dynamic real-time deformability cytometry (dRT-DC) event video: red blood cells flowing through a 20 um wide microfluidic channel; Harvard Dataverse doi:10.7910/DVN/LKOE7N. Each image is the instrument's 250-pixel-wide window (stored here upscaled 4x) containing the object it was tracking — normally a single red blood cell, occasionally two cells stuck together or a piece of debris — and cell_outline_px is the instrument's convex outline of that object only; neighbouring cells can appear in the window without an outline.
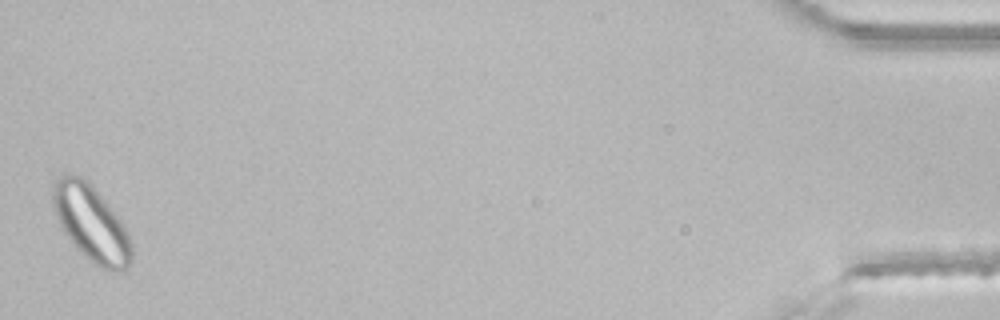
{"species": "common noctule bat (a hibernating species)", "species_latin": "Nyctalus noctula", "temperature_condition": "room temperature", "stored_images_in_passage": 39, "segment_of_instrument_passage": [2, 2], "camera_frame_rate_fps": 3000, "um_per_image_px": 0.085, "animal": {"sex": "male", "body_mass_g": 21.5, "forearm_length_mm": 52.0}, "frame": {"image": 1, "passage_image": 39, "time_ms": 12.667, "image_size_px": [1000, 320], "cell_outline_px": [[132, 260], [128, 268], [124, 272], [108, 272], [100, 268], [76, 248], [72, 244], [64, 232], [56, 216], [52, 200], [52, 184], [60, 172], [64, 172], [80, 176], [104, 200], [120, 220], [128, 232], [132, 244]], "centroid_in_image_um": [7.75, 19.02], "position_along_channel_um": 427.5, "area_um2": 34.85}}